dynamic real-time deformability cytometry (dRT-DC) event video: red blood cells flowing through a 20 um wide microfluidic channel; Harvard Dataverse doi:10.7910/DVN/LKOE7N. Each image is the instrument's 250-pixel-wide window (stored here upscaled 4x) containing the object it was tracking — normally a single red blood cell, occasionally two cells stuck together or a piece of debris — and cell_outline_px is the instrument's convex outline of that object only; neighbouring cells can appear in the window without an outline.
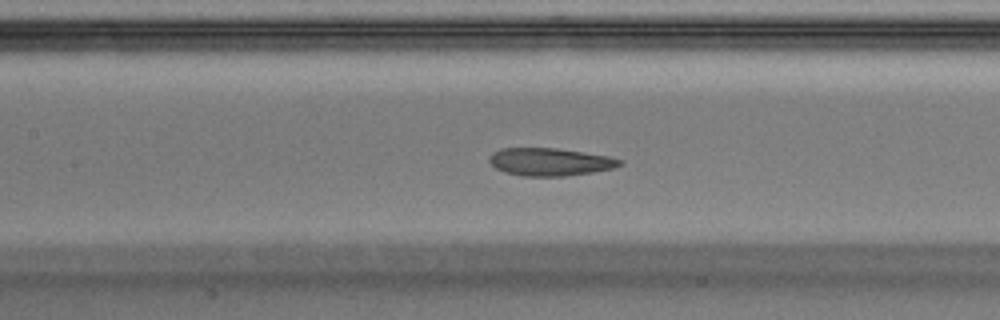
{"species": "Egyptian fruit bat (a non-hibernating species)", "species_latin": "Rousettus aegyptiacus", "temperature_condition": "warm", "stored_images_in_passage": 51, "camera_frame_rate_fps": 3000, "um_per_image_px": 0.085, "animal": {"sex": "male"}, "frame": {"image": 1, "passage_image": 23, "time_ms": 7.333, "image_size_px": [1000, 320], "cell_outline_px": [[624, 164], [612, 168], [592, 172], [564, 176], [520, 176], [504, 172], [496, 168], [488, 160], [488, 156], [492, 152], [500, 148], [556, 148], [608, 156], [624, 160]], "centroid_in_image_um": [46.72, 13.76], "position_along_channel_um": 160.7, "area_um2": 21.15}}
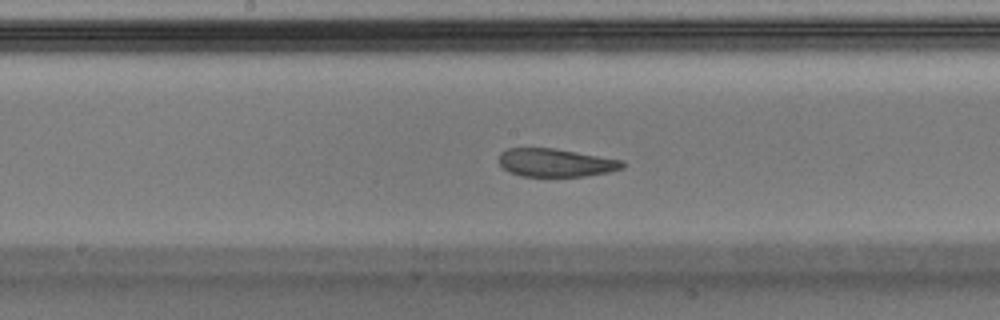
{"frame": {"image": 2, "passage_image": 26, "time_ms": 8.333, "image_size_px": [1000, 320], "cell_outline_px": [[624, 168], [608, 172], [584, 176], [520, 176], [504, 168], [500, 164], [500, 152], [508, 148], [552, 148], [624, 160]], "centroid_in_image_um": [47.26, 13.82], "position_along_channel_um": 200.9, "area_um2": 20.06}}
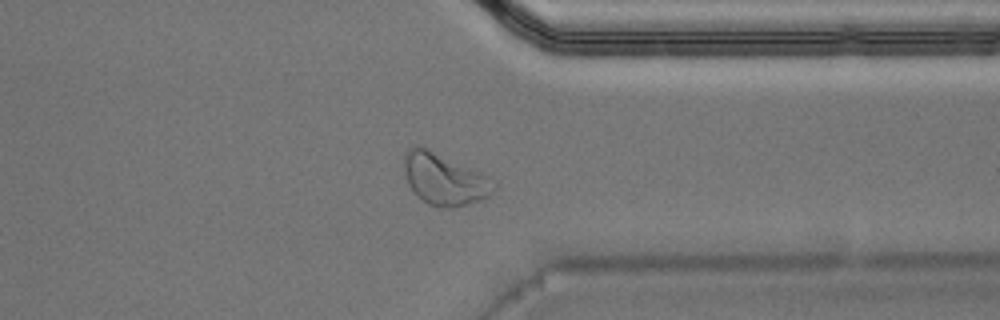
{"frame": {"image": 3, "passage_image": 39, "time_ms": 12.667, "image_size_px": [1000, 320], "cell_outline_px": [[496, 188], [488, 196], [480, 200], [452, 208], [444, 208], [428, 204], [408, 184], [404, 172], [404, 152], [408, 148], [416, 144], [480, 172], [488, 176], [496, 184]], "centroid_in_image_um": [37.75, 15.22], "position_along_channel_um": 373.6, "area_um2": 26.53}, "authors_computed_cell_mechanics": {"area_um2": 22.3108, "velocity_mm_per_s": 4.0366, "shape_relaxation_time_tau1_ms": 8.7651, "shape_relaxation_time_tau2_ms": 1.7888, "deformation_change_tau1": 0.1999, "deformation_change_tau2": 0.0765}}